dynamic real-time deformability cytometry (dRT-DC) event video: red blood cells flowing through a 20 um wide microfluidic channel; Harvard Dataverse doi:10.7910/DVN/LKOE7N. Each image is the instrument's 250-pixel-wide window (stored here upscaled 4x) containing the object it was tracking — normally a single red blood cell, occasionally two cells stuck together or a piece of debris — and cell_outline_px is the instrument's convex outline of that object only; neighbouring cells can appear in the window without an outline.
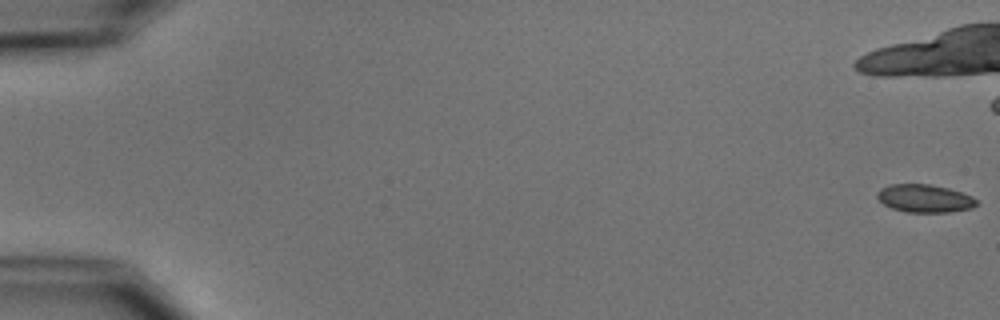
{"species": "common noctule bat (a hibernating species)", "species_latin": "Nyctalus noctula", "temperature_condition": "cold", "stored_images_in_passage": 44, "camera_frame_rate_fps": 3000, "um_per_image_px": 0.085, "animal": {"sex": "male", "body_mass_g": 15.6}, "frame": {"image": 1, "passage_image": 1, "time_ms": 0.0, "image_size_px": [1000, 320], "cell_outline_px": [[976, 204], [972, 208], [948, 212], [908, 212], [892, 208], [884, 204], [876, 196], [876, 192], [880, 188], [888, 184], [928, 184], [948, 188], [972, 196], [976, 200]], "centroid_in_image_um": [78.55, 16.86], "position_along_channel_um": 6.4, "area_um2": 16.07}}